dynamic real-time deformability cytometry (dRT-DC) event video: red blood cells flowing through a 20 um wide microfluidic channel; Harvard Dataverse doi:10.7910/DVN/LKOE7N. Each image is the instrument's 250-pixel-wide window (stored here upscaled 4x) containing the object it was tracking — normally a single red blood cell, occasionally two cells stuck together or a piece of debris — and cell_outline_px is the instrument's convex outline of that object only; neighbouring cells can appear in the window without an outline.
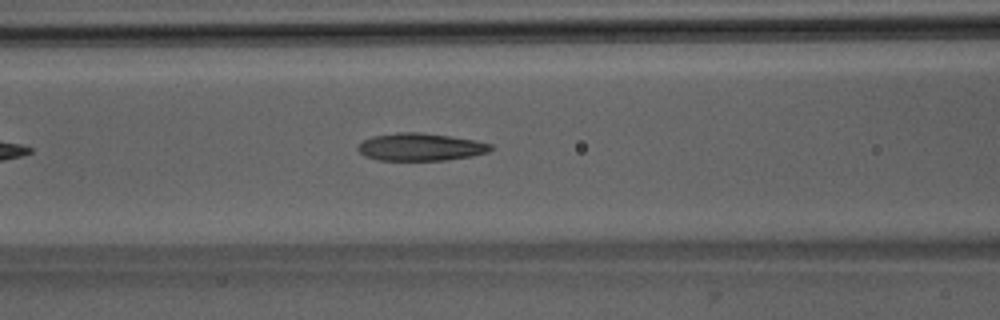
{"species": "Egyptian fruit bat (a non-hibernating species)", "species_latin": "Rousettus aegyptiacus", "temperature_condition": "room temperature", "stored_images_in_passage": 4, "camera_frame_rate_fps": 3000, "um_per_image_px": 0.085, "animal": {"sex": "male"}, "frame": {"image": 1, "passage_image": 4, "time_ms": 3.667, "image_size_px": [1000, 320], "cell_outline_px": [[492, 148], [488, 152], [472, 156], [444, 160], [376, 160], [364, 156], [356, 148], [364, 140], [372, 136], [400, 132], [420, 132], [476, 140], [492, 144]], "centroid_in_image_um": [35.73, 12.49], "position_along_channel_um": 130.9, "area_um2": 21.27}}